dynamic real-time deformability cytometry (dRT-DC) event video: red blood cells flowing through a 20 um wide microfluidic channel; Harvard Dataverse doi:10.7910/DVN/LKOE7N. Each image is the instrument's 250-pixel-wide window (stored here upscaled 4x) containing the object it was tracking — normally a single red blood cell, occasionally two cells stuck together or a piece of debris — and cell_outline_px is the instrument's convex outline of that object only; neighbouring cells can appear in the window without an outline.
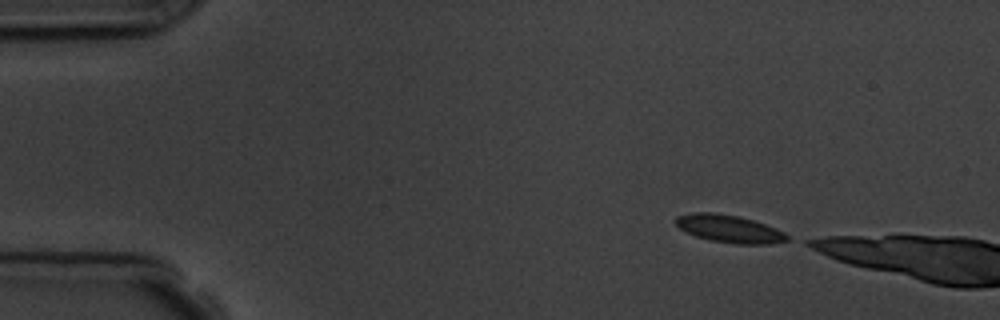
{"species": "common noctule bat (a hibernating species)", "species_latin": "Nyctalus noctula", "temperature_condition": "room temperature", "stored_images_in_passage": 2, "camera_frame_rate_fps": 3000, "um_per_image_px": 0.085, "animal": {"sex": "male", "body_mass_g": 19.5, "forearm_length_mm": 54.6}, "frame": {"image": 1, "passage_image": 1, "time_ms": 0.0, "image_size_px": [1000, 320], "cell_outline_px": [[796, 240], [772, 244], [736, 244], [712, 240], [696, 236], [680, 228], [672, 220], [676, 216], [692, 212], [716, 212], [736, 216], [752, 220], [776, 228], [784, 232]], "centroid_in_image_um": [62.04, 19.45], "position_along_channel_um": 23.0, "area_um2": 18.15}}